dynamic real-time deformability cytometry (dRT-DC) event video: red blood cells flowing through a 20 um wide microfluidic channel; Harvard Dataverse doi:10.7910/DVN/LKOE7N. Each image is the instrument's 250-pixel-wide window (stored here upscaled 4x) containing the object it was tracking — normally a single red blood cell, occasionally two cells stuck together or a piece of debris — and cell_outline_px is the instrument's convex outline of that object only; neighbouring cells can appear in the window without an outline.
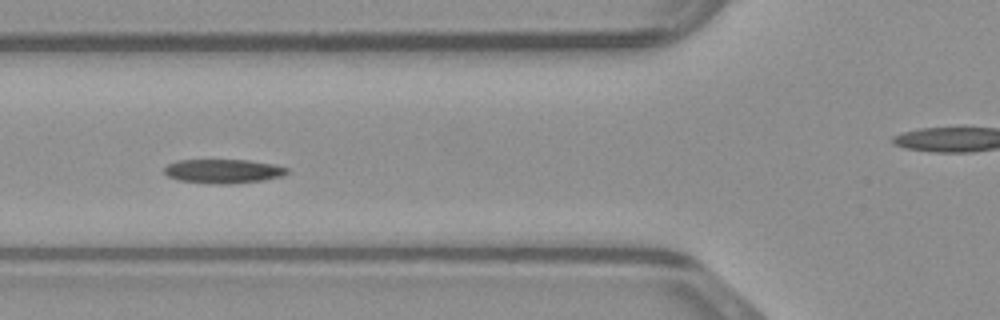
{"species": "common noctule bat (a hibernating species)", "species_latin": "Nyctalus noctula", "temperature_condition": "warm", "stored_images_in_passage": 49, "camera_frame_rate_fps": 3000, "um_per_image_px": 0.085, "animal": {"sex": "male", "body_mass_g": 23.1, "forearm_length_mm": 52.7}, "frame": {"image": 1, "passage_image": 17, "time_ms": 5.333, "image_size_px": [1000, 320], "cell_outline_px": [[288, 172], [284, 176], [264, 180], [232, 184], [212, 184], [180, 180], [168, 176], [164, 172], [164, 168], [168, 164], [180, 160], [248, 160], [276, 164], [288, 168]], "centroid_in_image_um": [19.03, 14.55], "position_along_channel_um": 106.8, "area_um2": 17.34}}
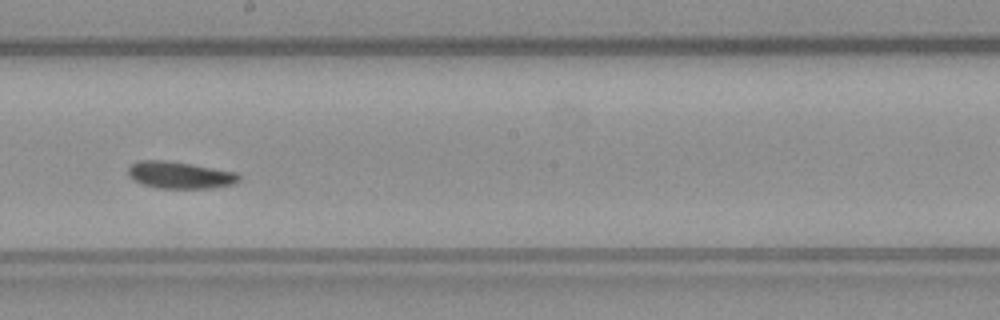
{"frame": {"image": 2, "passage_image": 26, "time_ms": 8.333, "image_size_px": [1000, 320], "cell_outline_px": [[240, 180], [236, 184], [208, 188], [160, 188], [144, 184], [132, 180], [128, 176], [128, 168], [132, 164], [140, 160], [164, 160], [192, 164], [236, 172], [240, 176]], "centroid_in_image_um": [15.3, 14.88], "position_along_channel_um": 232.9, "area_um2": 17.4}}
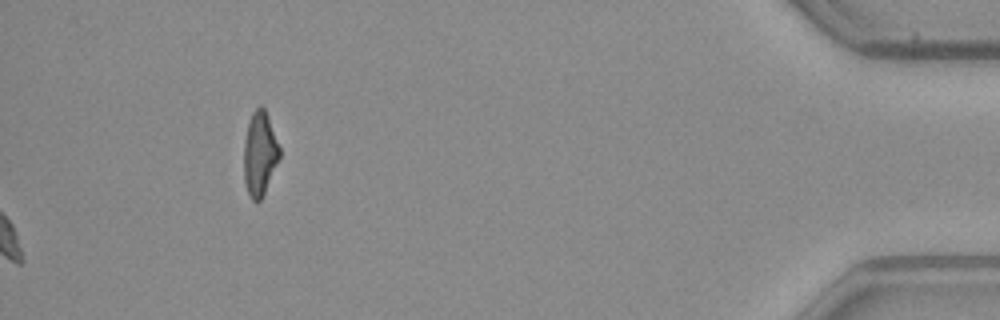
{"frame": {"image": 3, "passage_image": 49, "time_ms": 16.0, "image_size_px": [1000, 320], "cell_outline_px": [[280, 156], [264, 196], [260, 200], [252, 200], [248, 192], [244, 180], [244, 140], [248, 124], [252, 112], [260, 104], [264, 108], [268, 116], [280, 148]], "centroid_in_image_um": [22.08, 13.06], "position_along_channel_um": 413.1, "area_um2": 17.46}}